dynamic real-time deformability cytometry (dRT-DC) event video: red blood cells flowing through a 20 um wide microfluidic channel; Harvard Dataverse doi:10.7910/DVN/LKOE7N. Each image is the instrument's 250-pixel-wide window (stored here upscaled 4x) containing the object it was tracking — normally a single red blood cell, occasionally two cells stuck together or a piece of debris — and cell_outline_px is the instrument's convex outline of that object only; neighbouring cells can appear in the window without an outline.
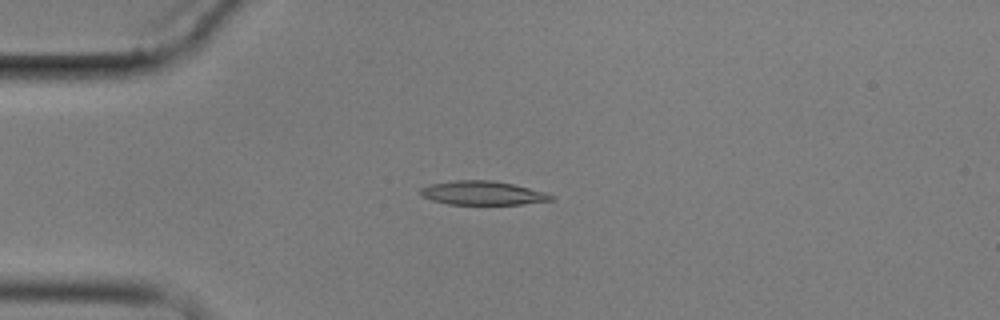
{"species": "common noctule bat (a hibernating species)", "species_latin": "Nyctalus noctula", "temperature_condition": "cold", "stored_images_in_passage": 3, "camera_frame_rate_fps": 3000, "um_per_image_px": 0.085, "animal": {"sex": "male", "body_mass_g": 17.9}, "frame": {"image": 1, "passage_image": 3, "time_ms": 2.667, "image_size_px": [1000, 320], "cell_outline_px": [[556, 200], [524, 204], [448, 204], [432, 200], [420, 196], [420, 188], [428, 184], [452, 180], [492, 180], [512, 184], [544, 192], [556, 196]], "centroid_in_image_um": [41.01, 16.4], "position_along_channel_um": 44.0, "area_um2": 18.32}}